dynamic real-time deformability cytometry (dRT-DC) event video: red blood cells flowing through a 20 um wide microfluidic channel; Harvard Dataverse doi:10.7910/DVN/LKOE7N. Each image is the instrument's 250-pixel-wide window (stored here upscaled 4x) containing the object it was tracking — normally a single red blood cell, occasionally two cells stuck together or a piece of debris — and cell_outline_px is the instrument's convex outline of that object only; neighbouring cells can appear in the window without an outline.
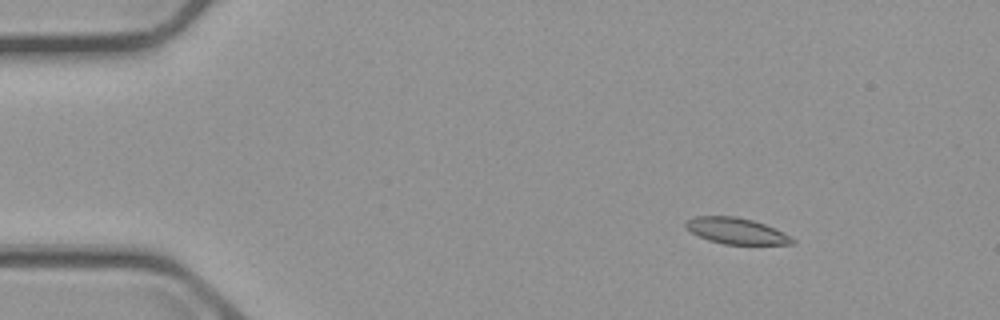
{"species": "common noctule bat (a hibernating species)", "species_latin": "Nyctalus noctula", "temperature_condition": "cold", "stored_images_in_passage": 6, "camera_frame_rate_fps": 3000, "um_per_image_px": 0.085, "animal": {"sex": "male", "body_mass_g": 23.1, "forearm_length_mm": 52.7}, "frame": {"image": 1, "passage_image": 3, "time_ms": 2.333, "image_size_px": [1000, 320], "cell_outline_px": [[796, 244], [724, 244], [708, 240], [692, 232], [684, 224], [688, 220], [696, 216], [736, 216], [752, 220], [764, 224], [784, 232], [792, 236], [796, 240]], "centroid_in_image_um": [62.64, 19.63], "position_along_channel_um": 22.4, "area_um2": 16.13}}
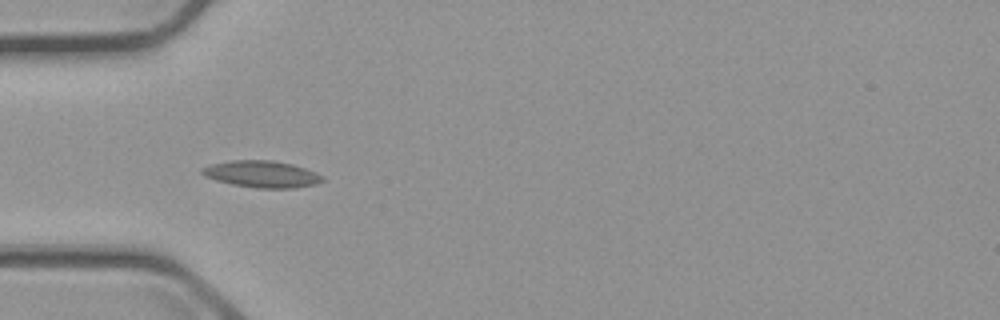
{"frame": {"image": 2, "passage_image": 5, "time_ms": 5.667, "image_size_px": [1000, 320], "cell_outline_px": [[324, 180], [316, 184], [292, 188], [256, 188], [232, 184], [216, 180], [204, 176], [200, 172], [200, 168], [208, 164], [228, 160], [272, 160], [292, 164], [316, 172], [324, 176]], "centroid_in_image_um": [22.21, 14.79], "position_along_channel_um": 62.8, "area_um2": 18.96}}
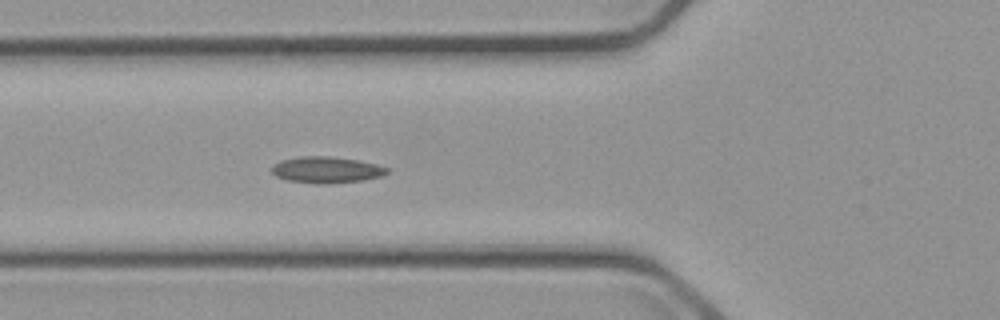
{"frame": {"image": 3, "passage_image": 6, "time_ms": 6.667, "image_size_px": [1000, 320], "cell_outline_px": [[388, 172], [380, 176], [364, 180], [328, 184], [316, 184], [288, 180], [276, 176], [272, 172], [272, 164], [280, 160], [304, 156], [328, 156], [356, 160], [376, 164], [388, 168]], "centroid_in_image_um": [27.72, 14.44], "position_along_channel_um": 98.1, "area_um2": 17.63}}